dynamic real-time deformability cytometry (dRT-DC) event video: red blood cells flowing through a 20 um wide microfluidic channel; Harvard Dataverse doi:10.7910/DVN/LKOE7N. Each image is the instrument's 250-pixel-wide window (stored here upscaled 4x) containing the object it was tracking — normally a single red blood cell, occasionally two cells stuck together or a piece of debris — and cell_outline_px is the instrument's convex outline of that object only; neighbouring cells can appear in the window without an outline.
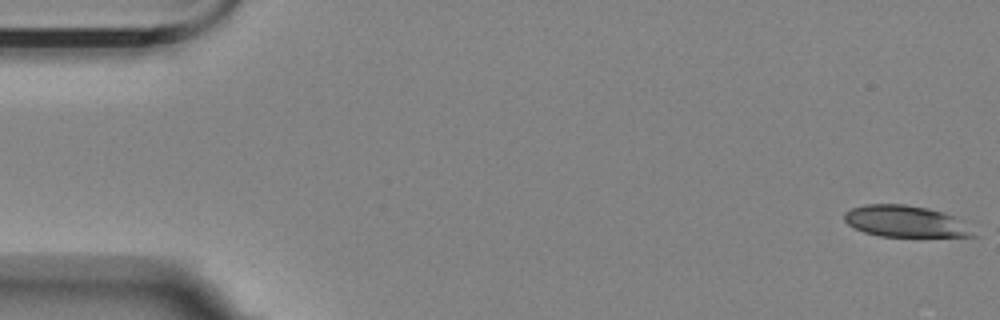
{"species": "Egyptian fruit bat (a non-hibernating species)", "species_latin": "Rousettus aegyptiacus", "temperature_condition": "room temperature", "stored_images_in_passage": 9, "camera_frame_rate_fps": 3000, "um_per_image_px": 0.085, "animal": {"sex": "female"}, "frame": {"image": 1, "passage_image": 1, "time_ms": 0.0, "image_size_px": [1000, 320], "cell_outline_px": [[976, 236], [880, 236], [864, 232], [848, 224], [844, 220], [844, 212], [852, 208], [864, 204], [904, 204], [928, 208], [944, 212], [964, 220]], "centroid_in_image_um": [76.96, 18.8], "position_along_channel_um": 8.0, "area_um2": 23.58}}